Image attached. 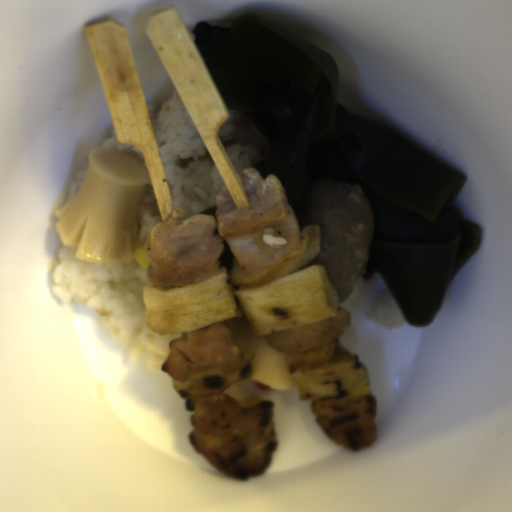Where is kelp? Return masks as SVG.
<instances>
[{
  "instance_id": "604fcf36",
  "label": "kelp",
  "mask_w": 512,
  "mask_h": 512,
  "mask_svg": "<svg viewBox=\"0 0 512 512\" xmlns=\"http://www.w3.org/2000/svg\"><path fill=\"white\" fill-rule=\"evenodd\" d=\"M216 210H217V203L210 206L209 208L205 209L204 211H202L201 213H199L198 215H215L216 213Z\"/></svg>"
},
{
  "instance_id": "99668d17",
  "label": "kelp",
  "mask_w": 512,
  "mask_h": 512,
  "mask_svg": "<svg viewBox=\"0 0 512 512\" xmlns=\"http://www.w3.org/2000/svg\"><path fill=\"white\" fill-rule=\"evenodd\" d=\"M193 41L227 107L262 138V178L279 179L300 231L318 186H359L373 209L366 272L409 327L430 325L479 251L458 204L466 173L395 125L358 117L341 99L335 59L263 16L198 21Z\"/></svg>"
},
{
  "instance_id": "cf089659",
  "label": "kelp",
  "mask_w": 512,
  "mask_h": 512,
  "mask_svg": "<svg viewBox=\"0 0 512 512\" xmlns=\"http://www.w3.org/2000/svg\"><path fill=\"white\" fill-rule=\"evenodd\" d=\"M232 261H233V251L230 247L228 240H224L223 251L219 257L218 269L221 267H224L227 275L229 276Z\"/></svg>"
}]
</instances>
